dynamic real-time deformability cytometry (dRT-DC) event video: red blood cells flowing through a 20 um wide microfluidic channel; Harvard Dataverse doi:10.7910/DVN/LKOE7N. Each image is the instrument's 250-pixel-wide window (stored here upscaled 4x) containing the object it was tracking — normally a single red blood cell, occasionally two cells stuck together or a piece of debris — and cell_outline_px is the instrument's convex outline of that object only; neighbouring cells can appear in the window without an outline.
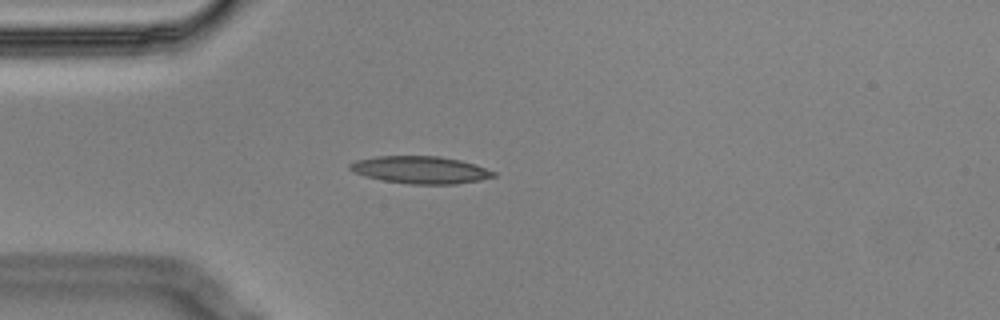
{"species": "Egyptian fruit bat (a non-hibernating species)", "species_latin": "Rousettus aegyptiacus", "temperature_condition": "cold", "stored_images_in_passage": 1, "camera_frame_rate_fps": 3000, "um_per_image_px": 0.085, "animal": {"sex": "male"}, "frame": {"image": 1, "passage_image": 1, "time_ms": 0.0, "image_size_px": [1000, 320], "cell_outline_px": [[496, 176], [480, 180], [456, 184], [408, 184], [384, 180], [364, 176], [348, 168], [348, 164], [356, 160], [376, 156], [440, 156], [460, 160], [476, 164], [496, 172]], "centroid_in_image_um": [35.76, 14.43], "position_along_channel_um": 49.2, "area_um2": 22.95}}